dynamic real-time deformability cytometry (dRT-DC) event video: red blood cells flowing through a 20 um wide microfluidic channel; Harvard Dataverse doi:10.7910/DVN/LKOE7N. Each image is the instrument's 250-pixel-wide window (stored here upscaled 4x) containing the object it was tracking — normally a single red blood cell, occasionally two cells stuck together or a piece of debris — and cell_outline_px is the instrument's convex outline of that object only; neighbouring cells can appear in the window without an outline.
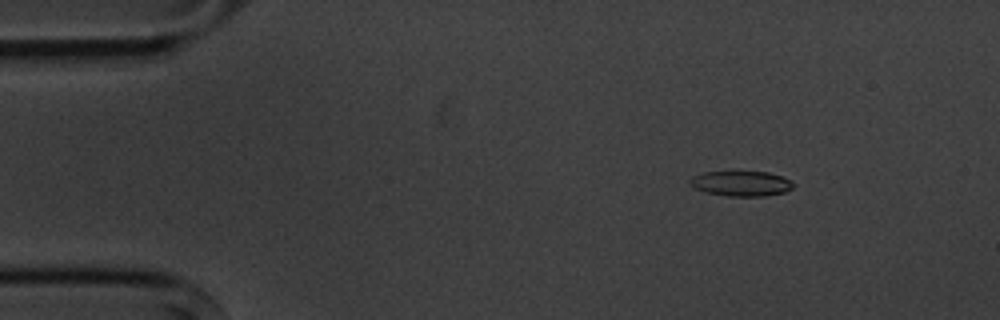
{"species": "common noctule bat (a hibernating species)", "species_latin": "Nyctalus noctula", "temperature_condition": "cold", "stored_images_in_passage": 4, "camera_frame_rate_fps": 3000, "um_per_image_px": 0.085, "animal": {"sex": "male", "body_mass_g": 20.1, "forearm_length_mm": 53.5}, "frame": {"image": 1, "passage_image": 2, "time_ms": 1.0, "image_size_px": [1000, 320], "cell_outline_px": [[792, 188], [784, 192], [764, 196], [728, 196], [704, 192], [696, 188], [688, 180], [692, 176], [704, 172], [768, 172], [780, 176], [788, 180], [792, 184]], "centroid_in_image_um": [62.96, 15.6], "position_along_channel_um": 22.0, "area_um2": 14.85}}